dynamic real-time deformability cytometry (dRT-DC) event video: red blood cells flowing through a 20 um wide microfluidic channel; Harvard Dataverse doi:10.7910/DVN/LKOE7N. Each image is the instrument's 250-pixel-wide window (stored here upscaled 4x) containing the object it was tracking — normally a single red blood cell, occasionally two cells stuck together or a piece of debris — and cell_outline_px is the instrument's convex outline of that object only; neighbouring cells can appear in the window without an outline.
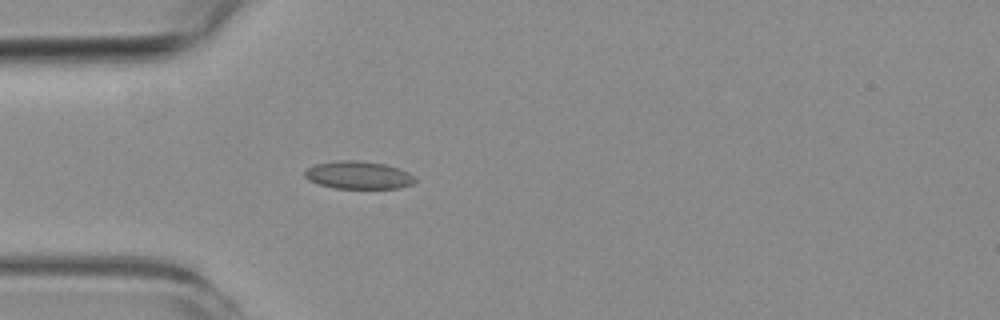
{"species": "common noctule bat (a hibernating species)", "species_latin": "Nyctalus noctula", "temperature_condition": "room temperature", "stored_images_in_passage": 4, "camera_frame_rate_fps": 3000, "um_per_image_px": 0.085, "animal": {"sex": "female", "body_mass_g": 19.3, "forearm_length_mm": 54.1}, "frame": {"image": 1, "passage_image": 4, "time_ms": 3.667, "image_size_px": [1000, 320], "cell_outline_px": [[416, 180], [412, 184], [400, 188], [332, 188], [316, 184], [308, 180], [304, 176], [304, 172], [308, 168], [316, 164], [340, 160], [360, 160], [384, 164], [408, 172]], "centroid_in_image_um": [30.42, 14.89], "position_along_channel_um": 54.6, "area_um2": 17.8}}